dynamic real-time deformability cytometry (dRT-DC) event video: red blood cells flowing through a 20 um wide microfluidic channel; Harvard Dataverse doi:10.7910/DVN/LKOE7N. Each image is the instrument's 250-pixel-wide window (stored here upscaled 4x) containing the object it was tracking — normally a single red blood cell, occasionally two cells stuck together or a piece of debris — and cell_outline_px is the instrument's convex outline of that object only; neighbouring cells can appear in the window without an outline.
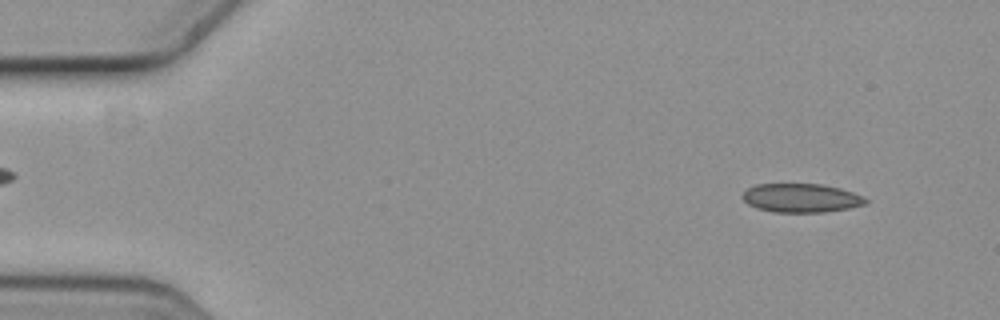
{"species": "common noctule bat (a hibernating species)", "species_latin": "Nyctalus noctula", "temperature_condition": "cold", "stored_images_in_passage": 4, "camera_frame_rate_fps": 3000, "um_per_image_px": 0.085, "animal": {"sex": "female", "body_mass_g": 19.3, "forearm_length_mm": 54.1}, "frame": {"image": 1, "passage_image": 1, "time_ms": 0.0, "image_size_px": [1000, 320], "cell_outline_px": [[868, 204], [848, 208], [824, 212], [772, 212], [756, 208], [748, 204], [744, 200], [744, 192], [748, 188], [756, 184], [820, 184], [840, 188], [852, 192], [868, 200]], "centroid_in_image_um": [68.1, 16.83], "position_along_channel_um": 16.9, "area_um2": 20.52}}
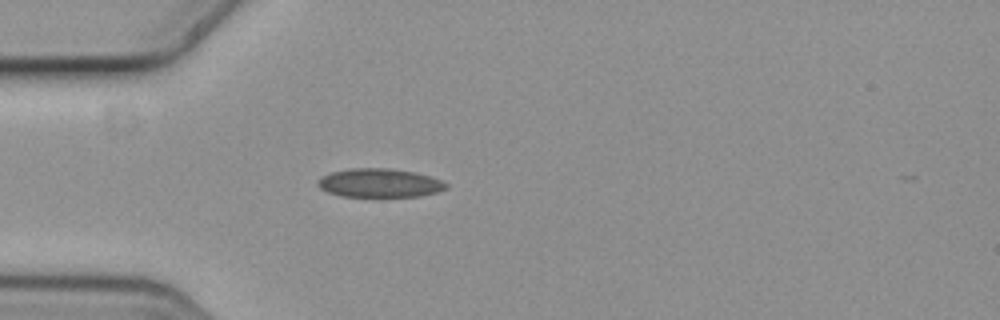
{"frame": {"image": 2, "passage_image": 4, "time_ms": 1.0, "image_size_px": [1000, 320], "cell_outline_px": [[448, 188], [436, 192], [420, 196], [340, 196], [328, 192], [320, 188], [316, 184], [324, 176], [332, 172], [352, 168], [388, 168], [416, 172], [440, 180], [448, 184]], "centroid_in_image_um": [32.28, 15.55], "position_along_channel_um": 52.7, "area_um2": 21.21}}